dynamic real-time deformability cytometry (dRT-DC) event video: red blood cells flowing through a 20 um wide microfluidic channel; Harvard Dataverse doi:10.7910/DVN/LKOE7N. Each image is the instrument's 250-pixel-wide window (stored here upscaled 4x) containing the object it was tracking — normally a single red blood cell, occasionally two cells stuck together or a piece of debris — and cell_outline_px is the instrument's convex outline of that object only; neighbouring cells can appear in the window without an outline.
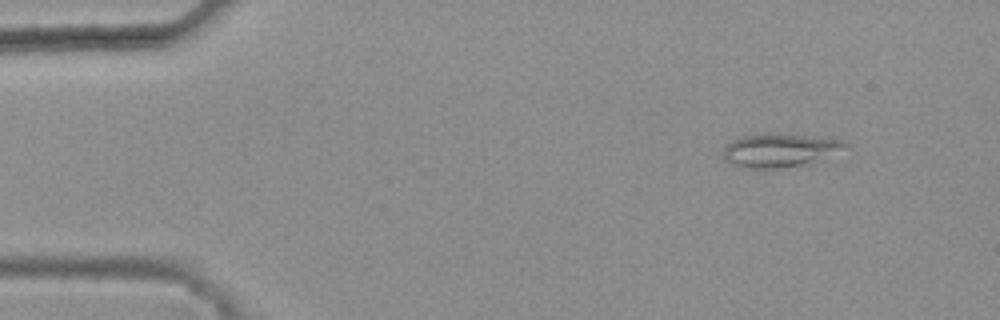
{"species": "common noctule bat (a hibernating species)", "species_latin": "Nyctalus noctula", "temperature_condition": "warm", "stored_images_in_passage": 42, "camera_frame_rate_fps": 3000, "um_per_image_px": 0.085, "animal": {"sex": "female", "body_mass_g": 25.1}, "frame": {"image": 1, "passage_image": 1, "time_ms": 0.0, "image_size_px": [1000, 320], "cell_outline_px": [[852, 148], [800, 164], [776, 168], [752, 168], [732, 164], [724, 156], [724, 148], [732, 140], [740, 136], [764, 132], [804, 136], [840, 140], [848, 144]], "centroid_in_image_um": [66.25, 12.74], "position_along_channel_um": 18.7, "area_um2": 23.18}}
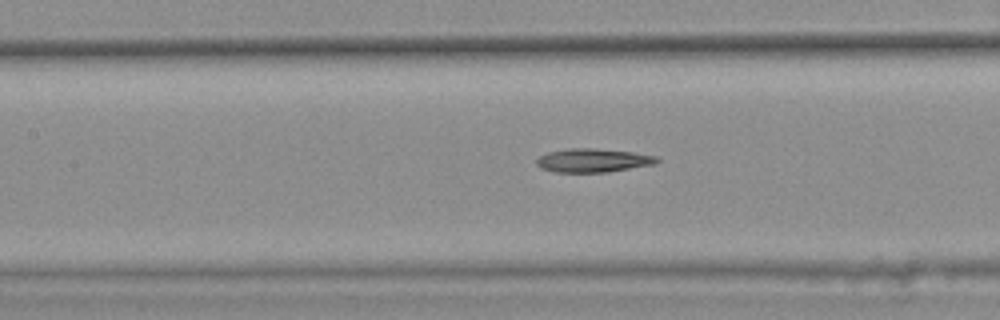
{"frame": {"image": 2, "passage_image": 19, "time_ms": 6.0, "image_size_px": [1000, 320], "cell_outline_px": [[660, 160], [656, 164], [608, 172], [556, 172], [540, 168], [536, 164], [536, 160], [540, 156], [548, 152], [568, 148], [596, 148], [632, 152], [656, 156]], "centroid_in_image_um": [50.41, 13.63], "position_along_channel_um": 157.0, "area_um2": 16.65}}
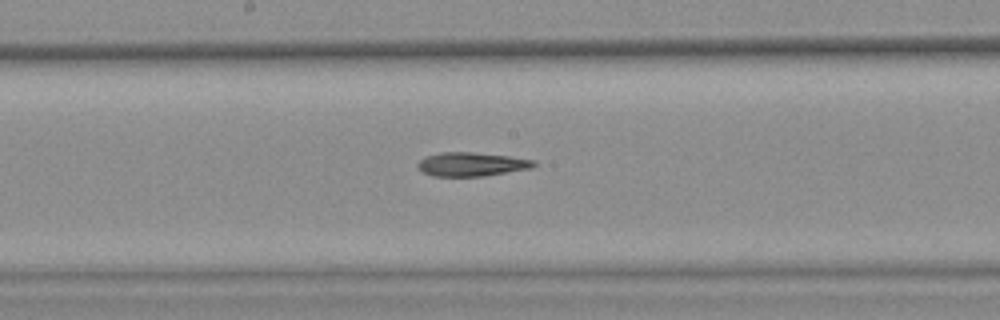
{"frame": {"image": 3, "passage_image": 23, "time_ms": 7.333, "image_size_px": [1000, 320], "cell_outline_px": [[536, 164], [532, 168], [484, 176], [432, 176], [416, 168], [416, 164], [424, 156], [440, 152], [472, 152], [508, 156], [536, 160]], "centroid_in_image_um": [40.05, 13.96], "position_along_channel_um": 208.1, "area_um2": 16.24}}